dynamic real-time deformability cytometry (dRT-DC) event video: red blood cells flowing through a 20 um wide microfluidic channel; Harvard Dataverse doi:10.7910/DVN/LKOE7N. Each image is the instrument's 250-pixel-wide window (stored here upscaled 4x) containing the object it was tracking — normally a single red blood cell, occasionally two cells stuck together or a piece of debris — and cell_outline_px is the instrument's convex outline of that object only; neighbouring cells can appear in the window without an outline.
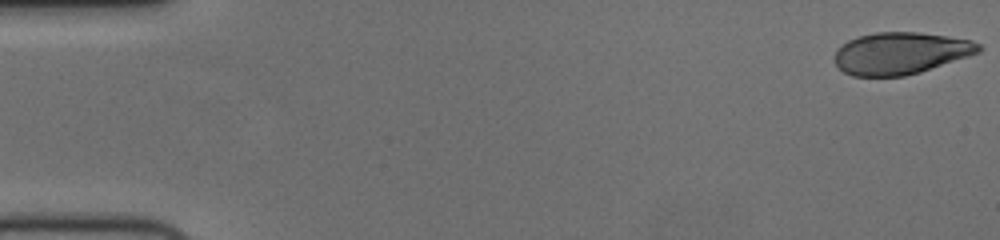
{"species": "human", "species_latin": "Homo sapiens", "temperature_condition": "cold", "stored_images_in_passage": 56, "camera_frame_rate_fps": 3000, "um_per_image_px": 0.085, "donor": {"sex": "female"}, "frame": {"image": 1, "passage_image": 1, "time_ms": 0.0, "image_size_px": [1000, 240], "cell_outline_px": [[984, 48], [980, 52], [920, 72], [904, 76], [852, 76], [844, 72], [836, 64], [836, 48], [848, 40], [856, 36], [876, 32], [920, 32], [972, 40], [980, 44]], "centroid_in_image_um": [76.55, 4.51], "position_along_channel_um": 8.4, "area_um2": 35.26}}
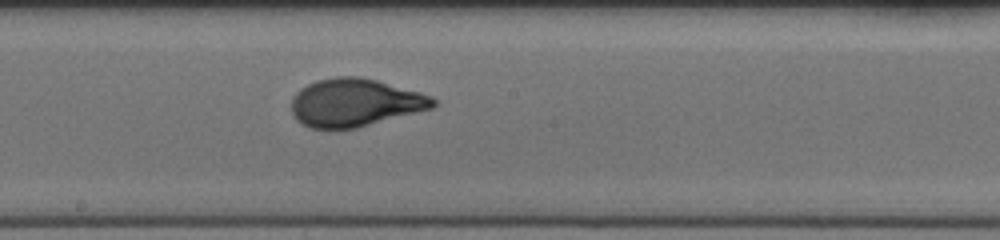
{"frame": {"image": 2, "passage_image": 31, "time_ms": 10.0, "image_size_px": [1000, 240], "cell_outline_px": [[436, 104], [432, 108], [356, 128], [312, 128], [296, 120], [292, 112], [292, 96], [300, 88], [316, 80], [336, 76], [360, 76], [376, 80], [420, 92], [432, 96], [436, 100]], "centroid_in_image_um": [30.16, 8.71], "position_along_channel_um": 218.0, "area_um2": 39.42}}
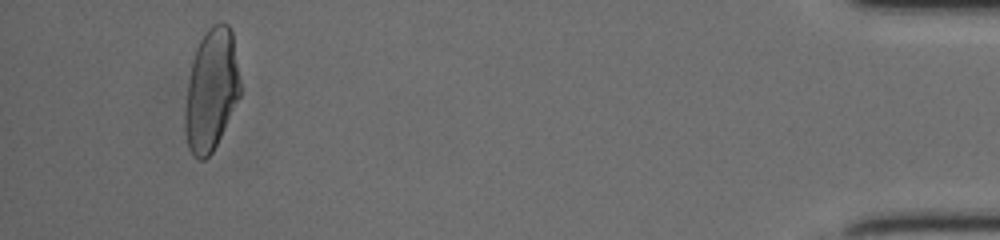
{"frame": {"image": 3, "passage_image": 53, "time_ms": 17.333, "image_size_px": [1000, 240], "cell_outline_px": [[240, 96], [212, 152], [204, 160], [200, 160], [192, 156], [188, 148], [184, 132], [184, 112], [188, 80], [192, 60], [196, 48], [204, 32], [212, 24], [228, 24], [232, 28], [240, 80]], "centroid_in_image_um": [17.94, 7.65], "position_along_channel_um": 417.3, "area_um2": 39.36}, "authors_computed_cell_mechanics": {"area_um2": 38.4659, "velocity_mm_per_s": 3.7154, "shape_relaxation_time_tau1_ms": 4.4362, "shape_relaxation_time_tau2_ms": null, "deformation_change_tau1": 0.1987, "deformation_change_tau2": null}}